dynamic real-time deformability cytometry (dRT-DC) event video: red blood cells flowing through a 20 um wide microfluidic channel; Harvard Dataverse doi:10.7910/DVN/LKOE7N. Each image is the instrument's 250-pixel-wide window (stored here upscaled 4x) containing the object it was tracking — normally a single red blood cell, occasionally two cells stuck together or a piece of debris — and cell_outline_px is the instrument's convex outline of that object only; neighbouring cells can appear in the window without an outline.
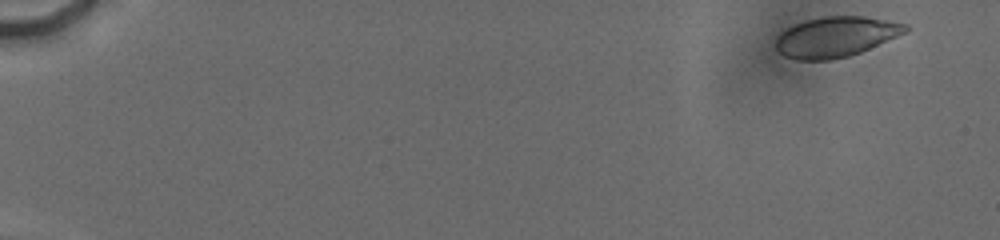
{"species": "human", "species_latin": "Homo sapiens", "temperature_condition": "cold", "stored_images_in_passage": 68, "camera_frame_rate_fps": 3000, "um_per_image_px": 0.085, "donor": {"sex": "male"}, "frame": {"image": 1, "passage_image": 5, "time_ms": 0.667, "image_size_px": [1000, 240], "cell_outline_px": [[908, 32], [860, 52], [848, 56], [832, 60], [796, 60], [784, 56], [776, 48], [776, 36], [784, 28], [808, 20], [824, 16], [864, 16], [908, 24]], "centroid_in_image_um": [71.03, 3.13], "position_along_channel_um": 14.0, "area_um2": 30.52}}
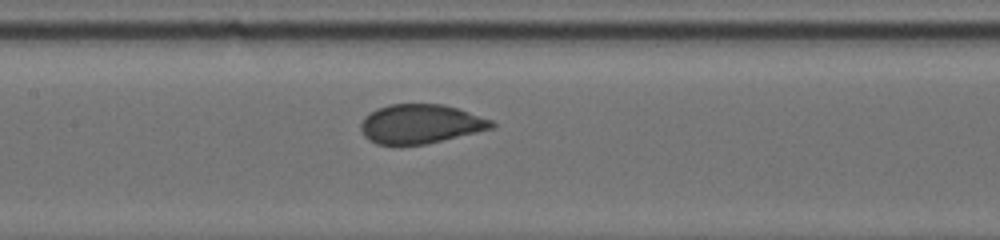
{"frame": {"image": 2, "passage_image": 50, "time_ms": 9.333, "image_size_px": [1000, 240], "cell_outline_px": [[496, 124], [492, 128], [476, 132], [424, 144], [376, 144], [368, 140], [364, 136], [360, 128], [360, 124], [364, 116], [376, 108], [388, 104], [444, 104], [492, 120]], "centroid_in_image_um": [35.69, 10.52], "position_along_channel_um": 171.7, "area_um2": 29.65}}
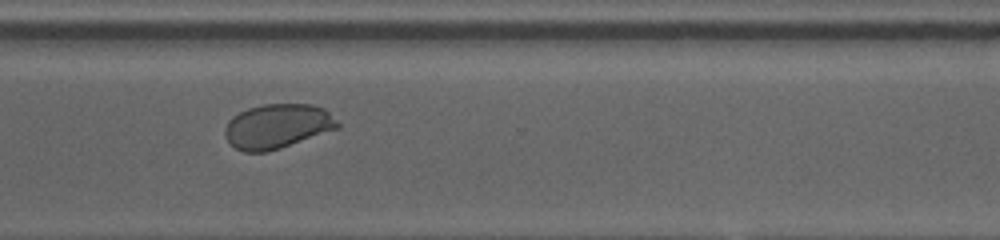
{"frame": {"image": 3, "passage_image": 67, "time_ms": 14.0, "image_size_px": [1000, 240], "cell_outline_px": [[340, 128], [268, 152], [244, 152], [236, 148], [224, 136], [224, 128], [228, 120], [232, 116], [248, 108], [264, 104], [312, 104], [324, 108], [340, 124]], "centroid_in_image_um": [23.57, 10.73], "position_along_channel_um": 347.0, "area_um2": 29.3}}